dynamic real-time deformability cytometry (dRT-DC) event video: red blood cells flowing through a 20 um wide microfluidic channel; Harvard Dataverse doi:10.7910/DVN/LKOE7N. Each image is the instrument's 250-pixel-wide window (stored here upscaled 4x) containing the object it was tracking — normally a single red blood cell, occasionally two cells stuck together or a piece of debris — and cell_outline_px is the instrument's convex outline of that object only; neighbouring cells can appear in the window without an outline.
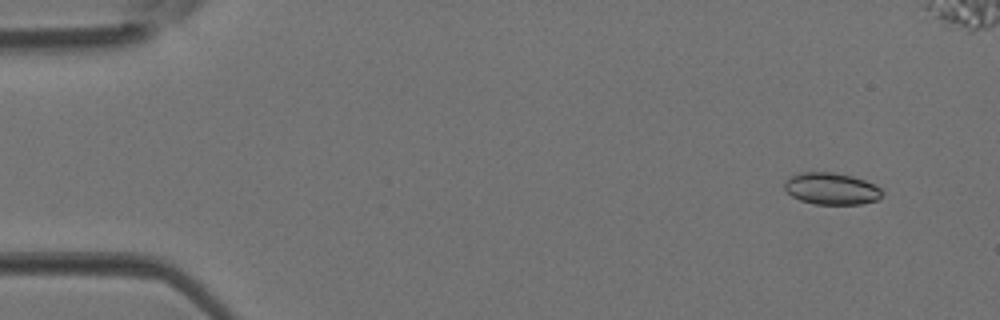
{"species": "Egyptian fruit bat (a non-hibernating species)", "species_latin": "Rousettus aegyptiacus", "temperature_condition": "room temperature", "stored_images_in_passage": 4, "camera_frame_rate_fps": 3000, "um_per_image_px": 0.085, "animal": {"sex": "female"}, "frame": {"image": 1, "passage_image": 1, "time_ms": 0.0, "image_size_px": [1000, 320], "cell_outline_px": [[884, 192], [876, 200], [860, 204], [812, 204], [800, 200], [792, 196], [784, 188], [784, 184], [792, 176], [800, 172], [832, 172], [852, 176], [876, 184]], "centroid_in_image_um": [70.68, 16.04], "position_along_channel_um": 14.3, "area_um2": 18.03}}